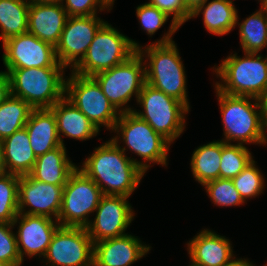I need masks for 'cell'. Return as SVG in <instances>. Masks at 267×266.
Listing matches in <instances>:
<instances>
[{"instance_id":"obj_1","label":"cell","mask_w":267,"mask_h":266,"mask_svg":"<svg viewBox=\"0 0 267 266\" xmlns=\"http://www.w3.org/2000/svg\"><path fill=\"white\" fill-rule=\"evenodd\" d=\"M126 147L112 139L94 149L80 170L101 189L103 195L130 197L144 176L141 161L125 155Z\"/></svg>"},{"instance_id":"obj_2","label":"cell","mask_w":267,"mask_h":266,"mask_svg":"<svg viewBox=\"0 0 267 266\" xmlns=\"http://www.w3.org/2000/svg\"><path fill=\"white\" fill-rule=\"evenodd\" d=\"M215 90L224 125L225 138L222 141L229 144L237 141L236 144L241 145L253 143L265 146L267 144V128L263 119L260 99L225 94L216 87Z\"/></svg>"},{"instance_id":"obj_3","label":"cell","mask_w":267,"mask_h":266,"mask_svg":"<svg viewBox=\"0 0 267 266\" xmlns=\"http://www.w3.org/2000/svg\"><path fill=\"white\" fill-rule=\"evenodd\" d=\"M137 51L146 58L145 82L190 109L185 67L175 42L151 43L145 46V49L141 46Z\"/></svg>"},{"instance_id":"obj_4","label":"cell","mask_w":267,"mask_h":266,"mask_svg":"<svg viewBox=\"0 0 267 266\" xmlns=\"http://www.w3.org/2000/svg\"><path fill=\"white\" fill-rule=\"evenodd\" d=\"M258 53L230 54L218 67L216 77L222 80L215 87L225 94L260 99L267 90V57ZM223 82V84H222Z\"/></svg>"},{"instance_id":"obj_5","label":"cell","mask_w":267,"mask_h":266,"mask_svg":"<svg viewBox=\"0 0 267 266\" xmlns=\"http://www.w3.org/2000/svg\"><path fill=\"white\" fill-rule=\"evenodd\" d=\"M66 68L7 69L11 95L33 109H50L65 96Z\"/></svg>"},{"instance_id":"obj_6","label":"cell","mask_w":267,"mask_h":266,"mask_svg":"<svg viewBox=\"0 0 267 266\" xmlns=\"http://www.w3.org/2000/svg\"><path fill=\"white\" fill-rule=\"evenodd\" d=\"M140 47L139 43L105 22L96 32L83 59L70 71L93 77L125 62Z\"/></svg>"},{"instance_id":"obj_7","label":"cell","mask_w":267,"mask_h":266,"mask_svg":"<svg viewBox=\"0 0 267 266\" xmlns=\"http://www.w3.org/2000/svg\"><path fill=\"white\" fill-rule=\"evenodd\" d=\"M113 132H117V135L112 138L115 143H119L121 137L127 149L143 158L141 170L144 174L151 163L167 166L171 143L133 111L120 113Z\"/></svg>"},{"instance_id":"obj_8","label":"cell","mask_w":267,"mask_h":266,"mask_svg":"<svg viewBox=\"0 0 267 266\" xmlns=\"http://www.w3.org/2000/svg\"><path fill=\"white\" fill-rule=\"evenodd\" d=\"M137 104L141 105L143 110L141 112L133 109V113L170 143H174L183 133L186 126L185 115L189 113V109L182 102L145 82Z\"/></svg>"},{"instance_id":"obj_9","label":"cell","mask_w":267,"mask_h":266,"mask_svg":"<svg viewBox=\"0 0 267 266\" xmlns=\"http://www.w3.org/2000/svg\"><path fill=\"white\" fill-rule=\"evenodd\" d=\"M65 97L100 131L101 126L113 131L120 112L112 105L93 77L71 72L65 78Z\"/></svg>"},{"instance_id":"obj_10","label":"cell","mask_w":267,"mask_h":266,"mask_svg":"<svg viewBox=\"0 0 267 266\" xmlns=\"http://www.w3.org/2000/svg\"><path fill=\"white\" fill-rule=\"evenodd\" d=\"M143 61L144 58L137 51L125 62L93 76L104 95L120 113L133 111L126 105L133 95L137 101L145 83Z\"/></svg>"},{"instance_id":"obj_11","label":"cell","mask_w":267,"mask_h":266,"mask_svg":"<svg viewBox=\"0 0 267 266\" xmlns=\"http://www.w3.org/2000/svg\"><path fill=\"white\" fill-rule=\"evenodd\" d=\"M78 167L63 188L58 222L62 227H86L103 196L101 189Z\"/></svg>"},{"instance_id":"obj_12","label":"cell","mask_w":267,"mask_h":266,"mask_svg":"<svg viewBox=\"0 0 267 266\" xmlns=\"http://www.w3.org/2000/svg\"><path fill=\"white\" fill-rule=\"evenodd\" d=\"M94 243L84 227H62L54 233L43 258L50 266H90Z\"/></svg>"},{"instance_id":"obj_13","label":"cell","mask_w":267,"mask_h":266,"mask_svg":"<svg viewBox=\"0 0 267 266\" xmlns=\"http://www.w3.org/2000/svg\"><path fill=\"white\" fill-rule=\"evenodd\" d=\"M3 49L6 69L65 68L57 61L55 47L29 32L7 39Z\"/></svg>"},{"instance_id":"obj_14","label":"cell","mask_w":267,"mask_h":266,"mask_svg":"<svg viewBox=\"0 0 267 266\" xmlns=\"http://www.w3.org/2000/svg\"><path fill=\"white\" fill-rule=\"evenodd\" d=\"M106 21L93 16H70L55 47L57 61L73 69L85 56L98 29Z\"/></svg>"},{"instance_id":"obj_15","label":"cell","mask_w":267,"mask_h":266,"mask_svg":"<svg viewBox=\"0 0 267 266\" xmlns=\"http://www.w3.org/2000/svg\"><path fill=\"white\" fill-rule=\"evenodd\" d=\"M128 198L122 195L102 196L94 221L90 220L85 227L93 243L128 234L125 231L134 219Z\"/></svg>"},{"instance_id":"obj_16","label":"cell","mask_w":267,"mask_h":266,"mask_svg":"<svg viewBox=\"0 0 267 266\" xmlns=\"http://www.w3.org/2000/svg\"><path fill=\"white\" fill-rule=\"evenodd\" d=\"M63 188L37 181L29 174L20 176L18 185L19 213L45 216L51 219L54 217L55 220H58ZM26 207H30V209L27 211Z\"/></svg>"},{"instance_id":"obj_17","label":"cell","mask_w":267,"mask_h":266,"mask_svg":"<svg viewBox=\"0 0 267 266\" xmlns=\"http://www.w3.org/2000/svg\"><path fill=\"white\" fill-rule=\"evenodd\" d=\"M45 216H34L19 213L13 220V226L17 227L16 239L21 260L24 255L28 257H44L52 237L60 227L57 220Z\"/></svg>"},{"instance_id":"obj_18","label":"cell","mask_w":267,"mask_h":266,"mask_svg":"<svg viewBox=\"0 0 267 266\" xmlns=\"http://www.w3.org/2000/svg\"><path fill=\"white\" fill-rule=\"evenodd\" d=\"M231 245L225 236L204 229L187 243L189 266H224L236 256Z\"/></svg>"},{"instance_id":"obj_19","label":"cell","mask_w":267,"mask_h":266,"mask_svg":"<svg viewBox=\"0 0 267 266\" xmlns=\"http://www.w3.org/2000/svg\"><path fill=\"white\" fill-rule=\"evenodd\" d=\"M138 237L126 234L94 243L93 259L101 266H131L151 249Z\"/></svg>"},{"instance_id":"obj_20","label":"cell","mask_w":267,"mask_h":266,"mask_svg":"<svg viewBox=\"0 0 267 266\" xmlns=\"http://www.w3.org/2000/svg\"><path fill=\"white\" fill-rule=\"evenodd\" d=\"M68 17L61 2L29 5L28 32L56 47Z\"/></svg>"},{"instance_id":"obj_21","label":"cell","mask_w":267,"mask_h":266,"mask_svg":"<svg viewBox=\"0 0 267 266\" xmlns=\"http://www.w3.org/2000/svg\"><path fill=\"white\" fill-rule=\"evenodd\" d=\"M50 110L55 115L58 135L63 146L65 145L61 134L64 137L86 141L99 133L92 122L65 96Z\"/></svg>"},{"instance_id":"obj_22","label":"cell","mask_w":267,"mask_h":266,"mask_svg":"<svg viewBox=\"0 0 267 266\" xmlns=\"http://www.w3.org/2000/svg\"><path fill=\"white\" fill-rule=\"evenodd\" d=\"M25 128L36 157L62 145L57 131L56 118L50 109H33Z\"/></svg>"},{"instance_id":"obj_23","label":"cell","mask_w":267,"mask_h":266,"mask_svg":"<svg viewBox=\"0 0 267 266\" xmlns=\"http://www.w3.org/2000/svg\"><path fill=\"white\" fill-rule=\"evenodd\" d=\"M66 147L61 145L37 157L29 175L37 181L64 187L78 168L69 160Z\"/></svg>"},{"instance_id":"obj_24","label":"cell","mask_w":267,"mask_h":266,"mask_svg":"<svg viewBox=\"0 0 267 266\" xmlns=\"http://www.w3.org/2000/svg\"><path fill=\"white\" fill-rule=\"evenodd\" d=\"M1 143L6 172L19 176L29 174L37 157L32 150L26 128L14 132Z\"/></svg>"},{"instance_id":"obj_25","label":"cell","mask_w":267,"mask_h":266,"mask_svg":"<svg viewBox=\"0 0 267 266\" xmlns=\"http://www.w3.org/2000/svg\"><path fill=\"white\" fill-rule=\"evenodd\" d=\"M203 15L205 29L209 33L222 36L236 27L238 12L233 2L228 0H212L201 4L192 12L191 18Z\"/></svg>"},{"instance_id":"obj_26","label":"cell","mask_w":267,"mask_h":266,"mask_svg":"<svg viewBox=\"0 0 267 266\" xmlns=\"http://www.w3.org/2000/svg\"><path fill=\"white\" fill-rule=\"evenodd\" d=\"M222 140L212 141L195 149L191 157V172L202 186L220 178Z\"/></svg>"},{"instance_id":"obj_27","label":"cell","mask_w":267,"mask_h":266,"mask_svg":"<svg viewBox=\"0 0 267 266\" xmlns=\"http://www.w3.org/2000/svg\"><path fill=\"white\" fill-rule=\"evenodd\" d=\"M29 4L25 0H0V39L28 32Z\"/></svg>"},{"instance_id":"obj_28","label":"cell","mask_w":267,"mask_h":266,"mask_svg":"<svg viewBox=\"0 0 267 266\" xmlns=\"http://www.w3.org/2000/svg\"><path fill=\"white\" fill-rule=\"evenodd\" d=\"M237 23L239 26V37L244 53H260L267 41V11L260 8L243 22Z\"/></svg>"},{"instance_id":"obj_29","label":"cell","mask_w":267,"mask_h":266,"mask_svg":"<svg viewBox=\"0 0 267 266\" xmlns=\"http://www.w3.org/2000/svg\"><path fill=\"white\" fill-rule=\"evenodd\" d=\"M33 108L24 100L10 96L0 105V141L25 128Z\"/></svg>"},{"instance_id":"obj_30","label":"cell","mask_w":267,"mask_h":266,"mask_svg":"<svg viewBox=\"0 0 267 266\" xmlns=\"http://www.w3.org/2000/svg\"><path fill=\"white\" fill-rule=\"evenodd\" d=\"M253 156L245 145L222 141L220 178L233 179L251 162Z\"/></svg>"},{"instance_id":"obj_31","label":"cell","mask_w":267,"mask_h":266,"mask_svg":"<svg viewBox=\"0 0 267 266\" xmlns=\"http://www.w3.org/2000/svg\"><path fill=\"white\" fill-rule=\"evenodd\" d=\"M19 175L6 173L0 177V223H12L19 214Z\"/></svg>"},{"instance_id":"obj_32","label":"cell","mask_w":267,"mask_h":266,"mask_svg":"<svg viewBox=\"0 0 267 266\" xmlns=\"http://www.w3.org/2000/svg\"><path fill=\"white\" fill-rule=\"evenodd\" d=\"M150 5L164 12L168 17L173 15L169 30L163 37L154 43H171L172 35L179 30L185 22L191 19L192 13L187 9L184 0H149Z\"/></svg>"},{"instance_id":"obj_33","label":"cell","mask_w":267,"mask_h":266,"mask_svg":"<svg viewBox=\"0 0 267 266\" xmlns=\"http://www.w3.org/2000/svg\"><path fill=\"white\" fill-rule=\"evenodd\" d=\"M232 181L244 202L248 198L259 196L265 188L263 174H261L254 160Z\"/></svg>"},{"instance_id":"obj_34","label":"cell","mask_w":267,"mask_h":266,"mask_svg":"<svg viewBox=\"0 0 267 266\" xmlns=\"http://www.w3.org/2000/svg\"><path fill=\"white\" fill-rule=\"evenodd\" d=\"M212 203L219 207L240 206L245 203L235 189L232 179L218 178L203 185Z\"/></svg>"},{"instance_id":"obj_35","label":"cell","mask_w":267,"mask_h":266,"mask_svg":"<svg viewBox=\"0 0 267 266\" xmlns=\"http://www.w3.org/2000/svg\"><path fill=\"white\" fill-rule=\"evenodd\" d=\"M15 228L12 223H0V262L12 266H22L23 261L18 252Z\"/></svg>"},{"instance_id":"obj_36","label":"cell","mask_w":267,"mask_h":266,"mask_svg":"<svg viewBox=\"0 0 267 266\" xmlns=\"http://www.w3.org/2000/svg\"><path fill=\"white\" fill-rule=\"evenodd\" d=\"M136 15L141 28L146 31L147 35L151 36L154 35L169 18L164 12L149 3L139 5L136 8Z\"/></svg>"},{"instance_id":"obj_37","label":"cell","mask_w":267,"mask_h":266,"mask_svg":"<svg viewBox=\"0 0 267 266\" xmlns=\"http://www.w3.org/2000/svg\"><path fill=\"white\" fill-rule=\"evenodd\" d=\"M61 3L69 17L97 15L98 7L100 12L112 9L106 0H61Z\"/></svg>"},{"instance_id":"obj_38","label":"cell","mask_w":267,"mask_h":266,"mask_svg":"<svg viewBox=\"0 0 267 266\" xmlns=\"http://www.w3.org/2000/svg\"><path fill=\"white\" fill-rule=\"evenodd\" d=\"M11 96L10 79L8 73L0 71V105Z\"/></svg>"},{"instance_id":"obj_39","label":"cell","mask_w":267,"mask_h":266,"mask_svg":"<svg viewBox=\"0 0 267 266\" xmlns=\"http://www.w3.org/2000/svg\"><path fill=\"white\" fill-rule=\"evenodd\" d=\"M224 266H255L252 262L245 258H233L229 263L225 264Z\"/></svg>"},{"instance_id":"obj_40","label":"cell","mask_w":267,"mask_h":266,"mask_svg":"<svg viewBox=\"0 0 267 266\" xmlns=\"http://www.w3.org/2000/svg\"><path fill=\"white\" fill-rule=\"evenodd\" d=\"M207 3L208 0H184V3L187 9L192 13L195 11L201 4Z\"/></svg>"},{"instance_id":"obj_41","label":"cell","mask_w":267,"mask_h":266,"mask_svg":"<svg viewBox=\"0 0 267 266\" xmlns=\"http://www.w3.org/2000/svg\"><path fill=\"white\" fill-rule=\"evenodd\" d=\"M260 103L262 107L263 119L265 126L267 128V90L265 94L260 98Z\"/></svg>"},{"instance_id":"obj_42","label":"cell","mask_w":267,"mask_h":266,"mask_svg":"<svg viewBox=\"0 0 267 266\" xmlns=\"http://www.w3.org/2000/svg\"><path fill=\"white\" fill-rule=\"evenodd\" d=\"M29 5L32 4H46V3H58L61 0H25Z\"/></svg>"},{"instance_id":"obj_43","label":"cell","mask_w":267,"mask_h":266,"mask_svg":"<svg viewBox=\"0 0 267 266\" xmlns=\"http://www.w3.org/2000/svg\"><path fill=\"white\" fill-rule=\"evenodd\" d=\"M7 172L5 170L4 162H3V154H2V143L0 141V177L5 175Z\"/></svg>"},{"instance_id":"obj_44","label":"cell","mask_w":267,"mask_h":266,"mask_svg":"<svg viewBox=\"0 0 267 266\" xmlns=\"http://www.w3.org/2000/svg\"><path fill=\"white\" fill-rule=\"evenodd\" d=\"M260 3H261V8L267 11V0H262Z\"/></svg>"},{"instance_id":"obj_45","label":"cell","mask_w":267,"mask_h":266,"mask_svg":"<svg viewBox=\"0 0 267 266\" xmlns=\"http://www.w3.org/2000/svg\"><path fill=\"white\" fill-rule=\"evenodd\" d=\"M90 266H101V265H99V264L93 259V261H92V263H91Z\"/></svg>"},{"instance_id":"obj_46","label":"cell","mask_w":267,"mask_h":266,"mask_svg":"<svg viewBox=\"0 0 267 266\" xmlns=\"http://www.w3.org/2000/svg\"><path fill=\"white\" fill-rule=\"evenodd\" d=\"M112 7L114 5V0H106Z\"/></svg>"},{"instance_id":"obj_47","label":"cell","mask_w":267,"mask_h":266,"mask_svg":"<svg viewBox=\"0 0 267 266\" xmlns=\"http://www.w3.org/2000/svg\"><path fill=\"white\" fill-rule=\"evenodd\" d=\"M0 266H12V265L6 264L4 262H0Z\"/></svg>"}]
</instances>
